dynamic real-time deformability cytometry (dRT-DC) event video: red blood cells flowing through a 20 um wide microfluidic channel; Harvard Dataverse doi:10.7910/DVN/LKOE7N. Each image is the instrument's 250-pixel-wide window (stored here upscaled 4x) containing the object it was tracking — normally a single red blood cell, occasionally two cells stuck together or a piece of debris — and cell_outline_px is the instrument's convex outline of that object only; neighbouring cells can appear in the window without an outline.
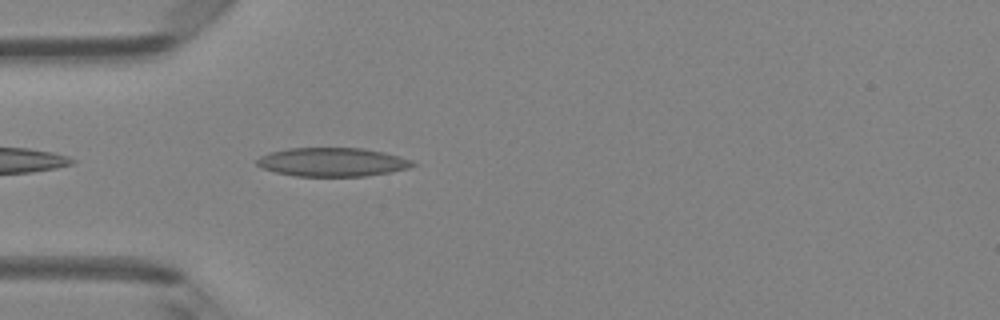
{"species": "Egyptian fruit bat (a non-hibernating species)", "species_latin": "Rousettus aegyptiacus", "temperature_condition": "room temperature", "stored_images_in_passage": 3, "camera_frame_rate_fps": 3000, "um_per_image_px": 0.085, "animal": {"sex": "female"}, "frame": {"image": 1, "passage_image": 3, "time_ms": 0.667, "image_size_px": [1000, 320], "cell_outline_px": [[416, 164], [408, 168], [392, 172], [364, 176], [296, 176], [276, 172], [264, 168], [256, 164], [256, 160], [260, 156], [268, 152], [288, 148], [364, 148], [384, 152], [400, 156], [412, 160]], "centroid_in_image_um": [28.26, 13.77], "position_along_channel_um": 56.7, "area_um2": 26.13}}